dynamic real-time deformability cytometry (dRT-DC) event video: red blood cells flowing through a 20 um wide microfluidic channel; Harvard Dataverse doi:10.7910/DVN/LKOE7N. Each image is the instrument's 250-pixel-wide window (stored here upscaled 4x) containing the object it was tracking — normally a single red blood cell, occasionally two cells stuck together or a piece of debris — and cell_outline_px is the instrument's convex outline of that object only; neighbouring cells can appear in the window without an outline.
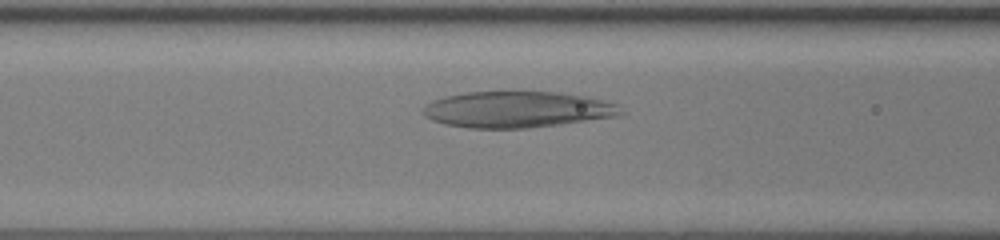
{"species": "human", "species_latin": "Homo sapiens", "temperature_condition": "room temperature", "stored_images_in_passage": 43, "camera_frame_rate_fps": 3000, "um_per_image_px": 0.085, "donor": {"sex": "female"}, "frame": {"image": 1, "passage_image": 15, "time_ms": 4.667, "image_size_px": [1000, 240], "cell_outline_px": [[624, 112], [620, 116], [560, 124], [528, 128], [468, 128], [444, 124], [432, 120], [424, 116], [424, 104], [444, 96], [468, 92], [512, 88], [524, 88], [556, 92], [584, 96], [616, 104]], "centroid_in_image_um": [43.93, 9.26], "position_along_channel_um": 122.7, "area_um2": 43.0}}
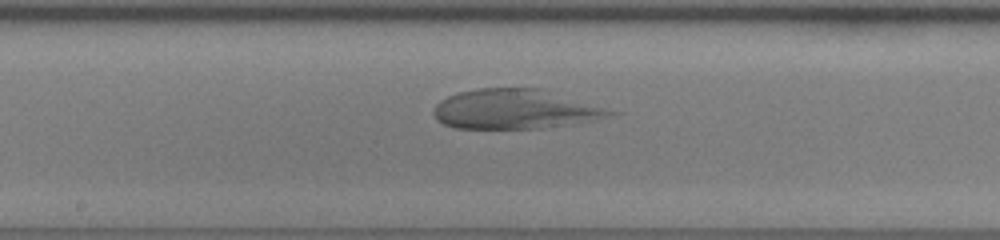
{"frame": {"image": 2, "passage_image": 21, "time_ms": 6.667, "image_size_px": [1000, 240], "cell_outline_px": [[620, 112], [608, 116], [592, 120], [548, 128], [456, 128], [444, 124], [436, 120], [432, 112], [436, 104], [440, 100], [448, 96], [460, 92], [476, 88], [544, 88]], "centroid_in_image_um": [43.78, 9.27], "position_along_channel_um": 204.4, "area_um2": 40.92}}
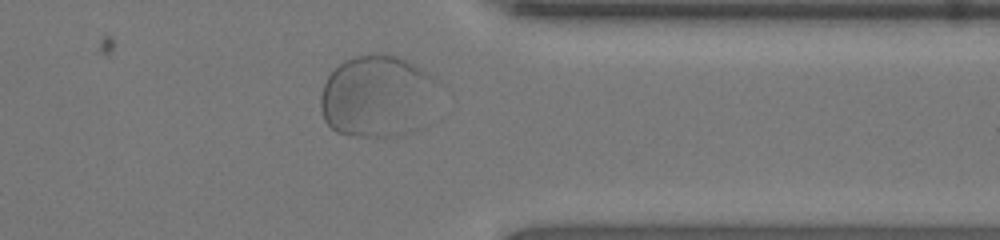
{"frame": {"image": 3, "passage_image": 34, "time_ms": 11.0, "image_size_px": [1000, 240], "cell_outline_px": [[444, 84], [368, 136], [352, 136], [336, 132], [324, 120], [320, 108], [320, 96], [324, 84], [328, 76], [344, 60], [356, 56], [392, 56], [404, 60], [436, 76]], "centroid_in_image_um": [31.66, 7.9], "position_along_channel_um": 379.7, "area_um2": 48.09}}